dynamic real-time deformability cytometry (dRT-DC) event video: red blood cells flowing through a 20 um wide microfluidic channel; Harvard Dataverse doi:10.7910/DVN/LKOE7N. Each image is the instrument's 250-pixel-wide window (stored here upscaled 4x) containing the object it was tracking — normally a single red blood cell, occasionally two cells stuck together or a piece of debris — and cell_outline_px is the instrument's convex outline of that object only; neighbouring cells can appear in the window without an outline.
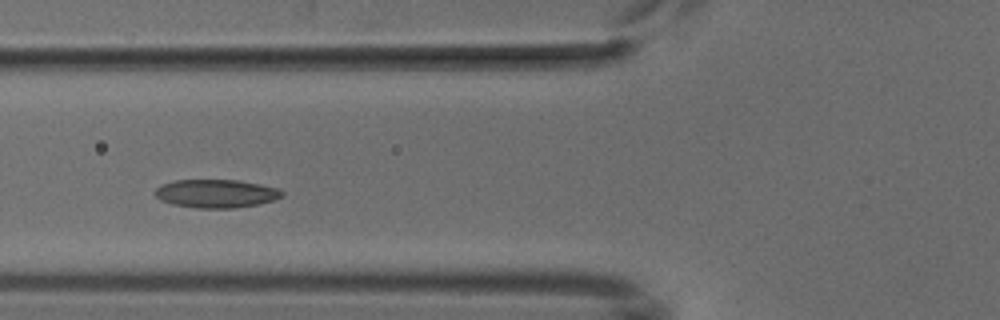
{"species": "common noctule bat (a hibernating species)", "species_latin": "Nyctalus noctula", "temperature_condition": "cold", "stored_images_in_passage": 6, "camera_frame_rate_fps": 3000, "um_per_image_px": 0.085, "animal": {"sex": "male", "body_mass_g": 18.8}, "frame": {"image": 1, "passage_image": 4, "time_ms": 3.667, "image_size_px": [1000, 320], "cell_outline_px": [[284, 192], [280, 196], [272, 200], [260, 204], [236, 208], [196, 208], [172, 204], [160, 200], [152, 192], [160, 184], [172, 180], [240, 180], [280, 188]], "centroid_in_image_um": [18.33, 16.45], "position_along_channel_um": 107.5, "area_um2": 21.21}}
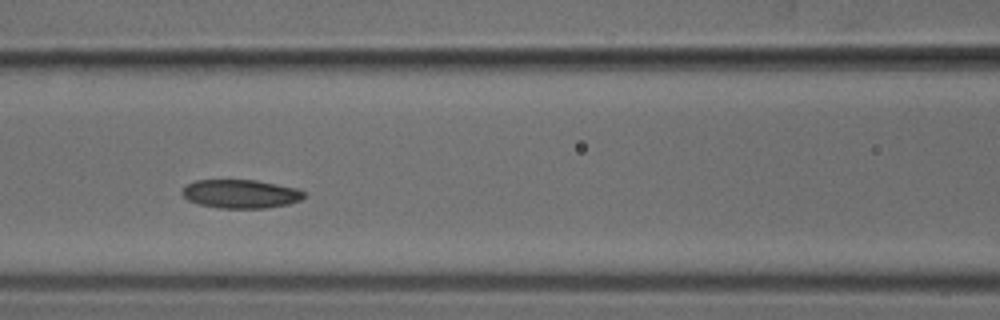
{"frame": {"image": 2, "passage_image": 5, "time_ms": 4.667, "image_size_px": [1000, 320], "cell_outline_px": [[304, 196], [300, 200], [288, 204], [264, 208], [220, 208], [200, 204], [188, 200], [180, 192], [188, 184], [196, 180], [256, 180], [296, 188], [304, 192]], "centroid_in_image_um": [20.45, 16.48], "position_along_channel_um": 146.2, "area_um2": 20.11}}
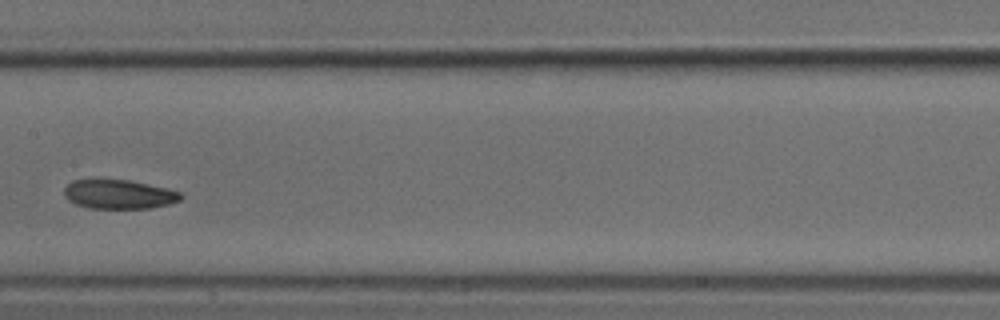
{"frame": {"image": 3, "passage_image": 6, "time_ms": 6.0, "image_size_px": [1000, 320], "cell_outline_px": [[184, 196], [180, 200], [168, 204], [152, 208], [88, 208], [76, 204], [68, 200], [64, 196], [64, 188], [72, 180], [128, 180], [168, 188], [180, 192]], "centroid_in_image_um": [10.11, 16.52], "position_along_channel_um": 197.3, "area_um2": 19.77}}